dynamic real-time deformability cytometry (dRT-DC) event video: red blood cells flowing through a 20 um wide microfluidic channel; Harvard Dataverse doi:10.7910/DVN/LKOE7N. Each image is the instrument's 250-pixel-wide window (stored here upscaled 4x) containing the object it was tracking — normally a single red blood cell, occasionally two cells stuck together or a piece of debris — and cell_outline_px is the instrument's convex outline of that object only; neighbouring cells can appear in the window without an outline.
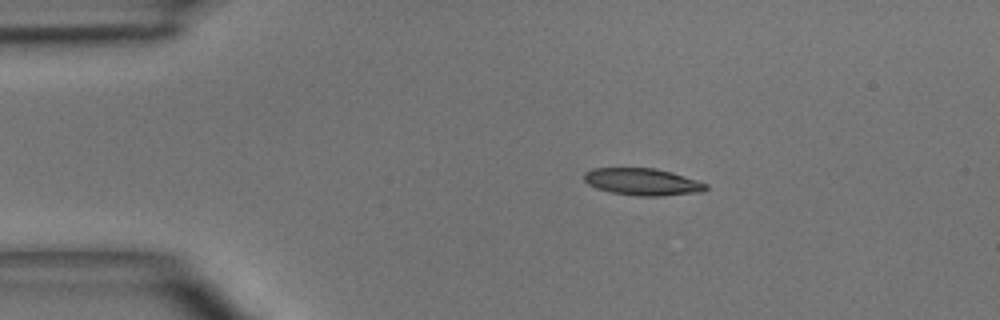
{"species": "common noctule bat (a hibernating species)", "species_latin": "Nyctalus noctula", "temperature_condition": "room temperature", "stored_images_in_passage": 3, "camera_frame_rate_fps": 3000, "um_per_image_px": 0.085, "animal": {"sex": "male", "body_mass_g": 15.6}, "frame": {"image": 1, "passage_image": 1, "time_ms": 0.0, "image_size_px": [1000, 320], "cell_outline_px": [[708, 188], [704, 192], [660, 196], [640, 196], [612, 192], [596, 188], [588, 184], [584, 180], [584, 172], [592, 168], [656, 168], [672, 172], [708, 184]], "centroid_in_image_um": [54.63, 15.45], "position_along_channel_um": 30.4, "area_um2": 19.25}}